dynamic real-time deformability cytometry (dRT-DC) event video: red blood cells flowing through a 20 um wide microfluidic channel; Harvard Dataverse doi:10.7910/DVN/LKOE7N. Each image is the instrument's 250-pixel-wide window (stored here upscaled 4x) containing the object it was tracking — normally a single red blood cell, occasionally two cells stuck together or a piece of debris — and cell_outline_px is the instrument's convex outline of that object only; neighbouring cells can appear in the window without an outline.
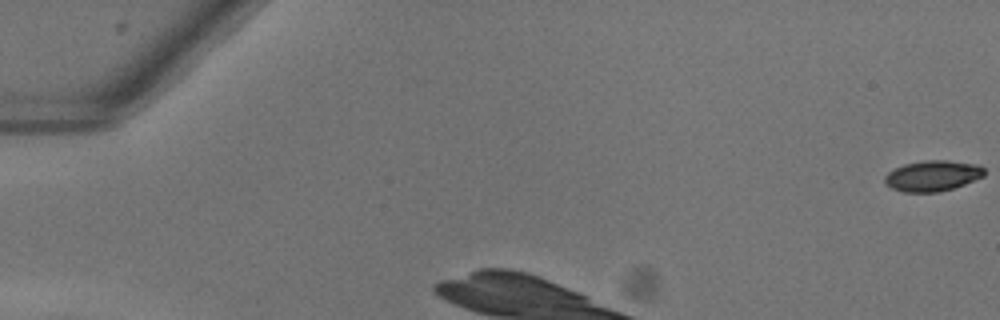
{"species": "common noctule bat (a hibernating species)", "species_latin": "Nyctalus noctula", "temperature_condition": "warm", "stored_images_in_passage": 33, "camera_frame_rate_fps": 3000, "um_per_image_px": 0.085, "animal": {"sex": "female"}, "frame": {"image": 1, "passage_image": 1, "time_ms": 0.0, "image_size_px": [1000, 320], "cell_outline_px": [[984, 176], [964, 184], [940, 192], [904, 192], [892, 188], [884, 184], [884, 176], [888, 172], [904, 164], [924, 160], [948, 160], [980, 164], [984, 168]], "centroid_in_image_um": [79.27, 14.93], "position_along_channel_um": 5.7, "area_um2": 17.92}}
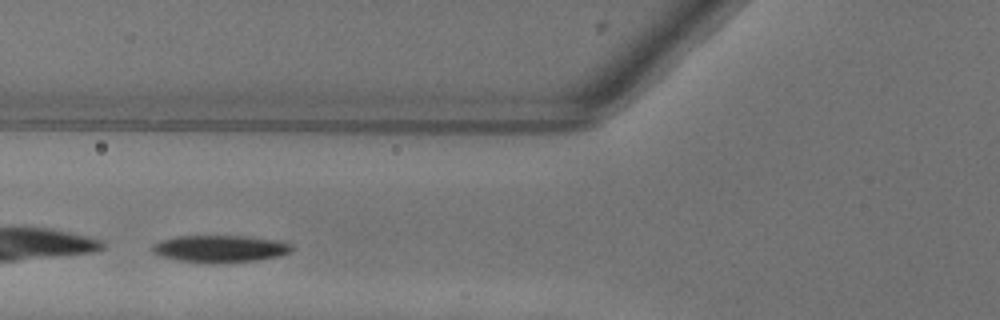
{"frame": {"image": 2, "passage_image": 10, "time_ms": 3.0, "image_size_px": [1000, 320], "cell_outline_px": [[292, 248], [288, 252], [276, 256], [256, 260], [212, 264], [180, 260], [160, 256], [152, 252], [152, 244], [160, 240], [180, 236], [244, 236], [280, 240], [292, 244]], "centroid_in_image_um": [18.67, 21.14], "position_along_channel_um": 107.1, "area_um2": 21.96}}
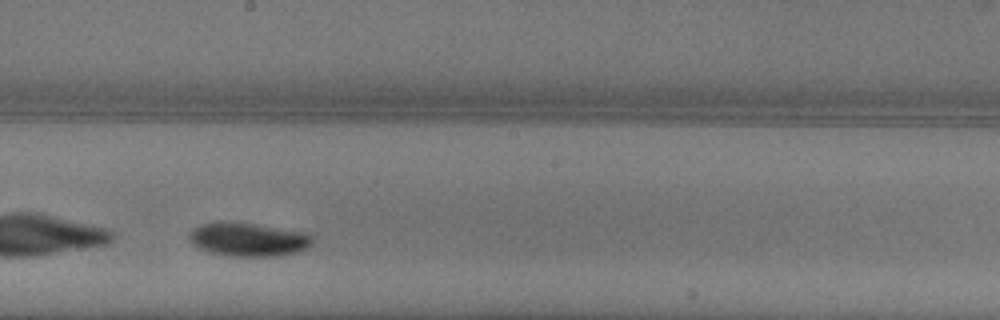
{"frame": {"image": 3, "passage_image": 19, "time_ms": 6.0, "image_size_px": [1000, 320], "cell_outline_px": [[312, 244], [308, 248], [296, 252], [280, 256], [228, 256], [208, 252], [196, 248], [188, 240], [188, 236], [200, 224], [252, 224], [304, 232], [312, 236]], "centroid_in_image_um": [21.12, 20.41], "position_along_channel_um": 227.1, "area_um2": 23.52}, "authors_computed_cell_mechanics": {"area_um2": 22.7154, "velocity_mm_per_s": 3.9947, "shape_relaxation_time_tau1_ms": 0.7728, "shape_relaxation_time_tau2_ms": null, "deformation_change_tau1": 0.2645, "deformation_change_tau2": null}}